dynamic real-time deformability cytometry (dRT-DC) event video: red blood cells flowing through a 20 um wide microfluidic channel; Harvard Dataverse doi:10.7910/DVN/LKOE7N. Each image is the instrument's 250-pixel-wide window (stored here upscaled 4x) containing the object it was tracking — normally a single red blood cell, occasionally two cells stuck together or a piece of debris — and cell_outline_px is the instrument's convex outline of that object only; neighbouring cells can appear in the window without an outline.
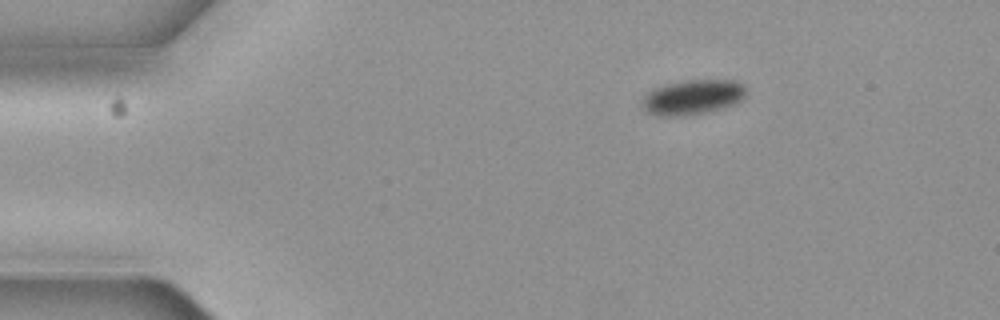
{"species": "common noctule bat (a hibernating species)", "species_latin": "Nyctalus noctula", "temperature_condition": "cold", "stored_images_in_passage": 4, "camera_frame_rate_fps": 3000, "um_per_image_px": 0.085, "animal": {"sex": "female", "body_mass_g": 19.3, "forearm_length_mm": 54.1}, "frame": {"image": 1, "passage_image": 1, "time_ms": 0.0, "image_size_px": [1000, 320], "cell_outline_px": [[748, 96], [744, 100], [736, 104], [724, 108], [704, 112], [676, 116], [668, 116], [648, 112], [644, 108], [644, 96], [652, 88], [664, 84], [688, 80], [736, 80], [744, 84], [748, 88]], "centroid_in_image_um": [59.0, 8.23], "position_along_channel_um": 26.0, "area_um2": 21.27}}
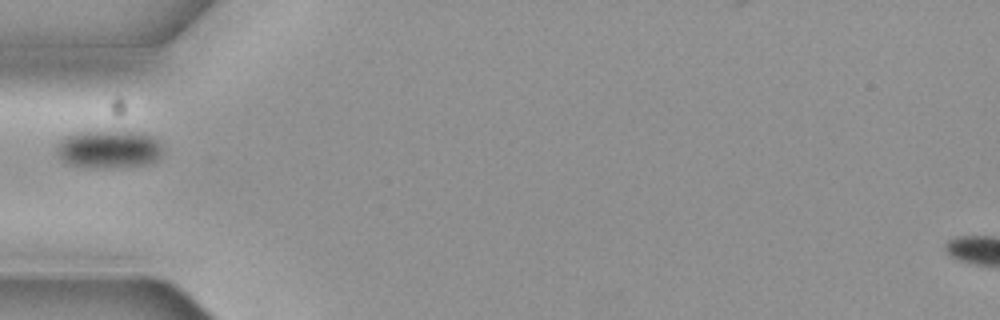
{"frame": {"image": 2, "passage_image": 4, "time_ms": 1.0, "image_size_px": [1000, 320], "cell_outline_px": [[164, 148], [160, 156], [156, 160], [144, 164], [68, 164], [60, 160], [56, 156], [56, 144], [64, 136], [80, 132], [112, 128], [124, 128], [140, 132], [152, 136], [160, 140]], "centroid_in_image_um": [9.26, 12.54], "position_along_channel_um": 75.7, "area_um2": 23.47}}